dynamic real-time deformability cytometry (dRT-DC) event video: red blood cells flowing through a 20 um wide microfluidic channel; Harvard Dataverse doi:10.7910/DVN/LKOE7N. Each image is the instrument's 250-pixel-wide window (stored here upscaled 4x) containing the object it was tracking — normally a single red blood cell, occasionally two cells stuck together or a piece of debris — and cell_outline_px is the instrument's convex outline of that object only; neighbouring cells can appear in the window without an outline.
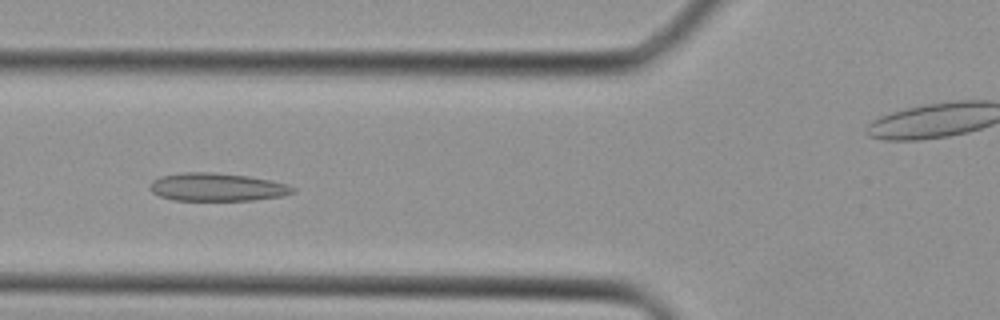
{"species": "Egyptian fruit bat (a non-hibernating species)", "species_latin": "Rousettus aegyptiacus", "temperature_condition": "cold", "stored_images_in_passage": 30, "camera_frame_rate_fps": 3000, "um_per_image_px": 0.085, "animal": {"sex": "female"}, "frame": {"image": 1, "passage_image": 4, "time_ms": 1.0, "image_size_px": [1000, 320], "cell_outline_px": [[296, 192], [280, 196], [252, 200], [172, 200], [160, 196], [152, 192], [148, 188], [152, 180], [160, 176], [184, 172], [212, 172], [248, 176], [268, 180], [284, 184], [296, 188]], "centroid_in_image_um": [18.39, 15.9], "position_along_channel_um": 107.4, "area_um2": 23.24}}
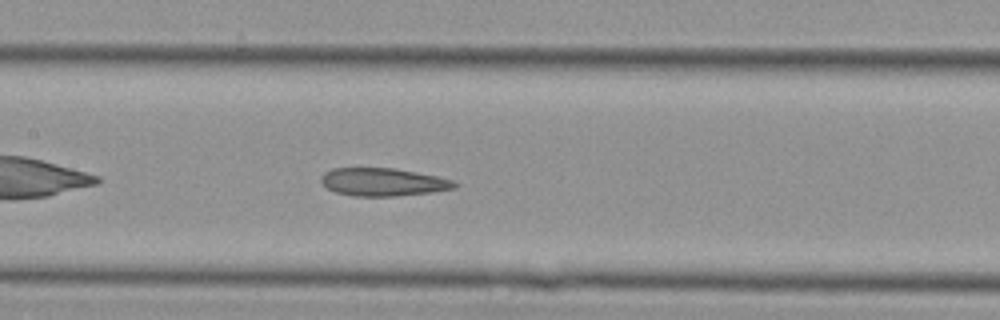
{"frame": {"image": 2, "passage_image": 8, "time_ms": 2.333, "image_size_px": [1000, 320], "cell_outline_px": [[460, 184], [456, 188], [432, 192], [396, 196], [352, 196], [336, 192], [328, 188], [320, 180], [320, 176], [324, 172], [332, 168], [392, 168], [416, 172], [436, 176], [452, 180]], "centroid_in_image_um": [32.56, 15.47], "position_along_channel_um": 174.8, "area_um2": 21.73}}
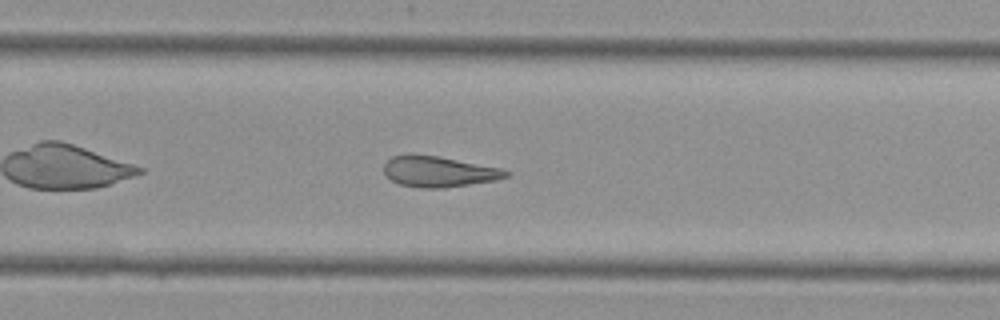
{"frame": {"image": 3, "passage_image": 15, "time_ms": 4.667, "image_size_px": [1000, 320], "cell_outline_px": [[512, 172], [508, 176], [496, 180], [440, 188], [424, 188], [400, 184], [392, 180], [384, 172], [384, 164], [392, 156], [440, 156], [500, 168]], "centroid_in_image_um": [37.34, 14.6], "position_along_channel_um": 292.5, "area_um2": 21.27}}